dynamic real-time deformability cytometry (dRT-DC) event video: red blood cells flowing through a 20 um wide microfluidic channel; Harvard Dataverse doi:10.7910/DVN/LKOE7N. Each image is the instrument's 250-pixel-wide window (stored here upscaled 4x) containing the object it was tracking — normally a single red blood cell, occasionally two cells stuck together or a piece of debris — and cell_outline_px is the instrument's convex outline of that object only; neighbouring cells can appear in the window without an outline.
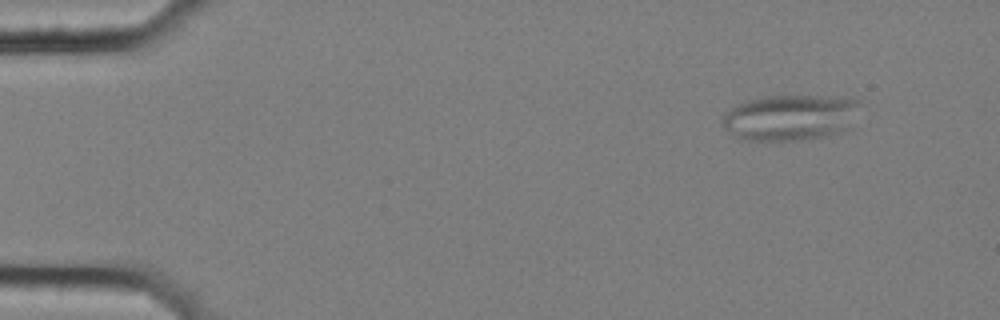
{"species": "common noctule bat (a hibernating species)", "species_latin": "Nyctalus noctula", "temperature_condition": "cold", "stored_images_in_passage": 52, "camera_frame_rate_fps": 3000, "um_per_image_px": 0.085, "animal": {"sex": "female", "body_mass_g": 25.1}, "frame": {"image": 1, "passage_image": 1, "time_ms": 0.0, "image_size_px": [1000, 320], "cell_outline_px": [[860, 100], [848, 128], [824, 136], [800, 140], [740, 140], [724, 128], [720, 120], [736, 104], [748, 100], [768, 96], [820, 96]], "centroid_in_image_um": [67.08, 9.99], "position_along_channel_um": 17.9, "area_um2": 36.13}}
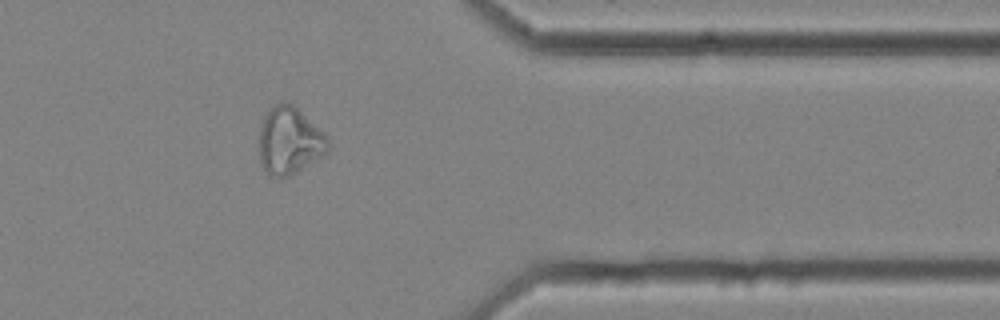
{"frame": {"image": 2, "passage_image": 42, "time_ms": 13.667, "image_size_px": [1000, 320], "cell_outline_px": [[332, 148], [328, 152], [288, 176], [268, 176], [260, 164], [260, 128], [264, 116], [276, 104], [292, 104], [324, 132], [332, 144]], "centroid_in_image_um": [24.63, 11.99], "position_along_channel_um": 386.8, "area_um2": 26.65}}
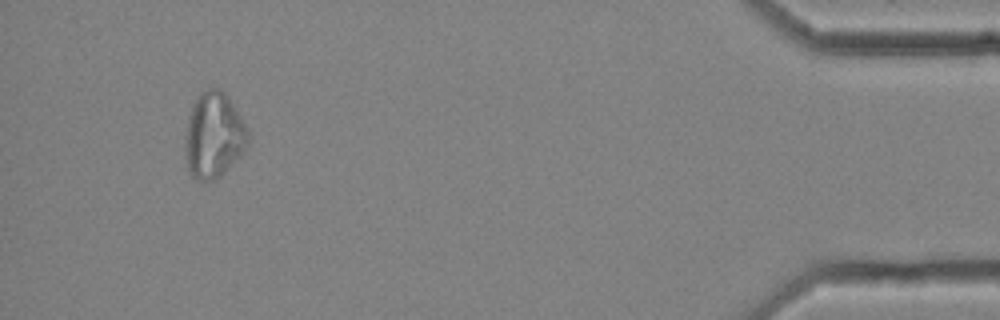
{"frame": {"image": 3, "passage_image": 49, "time_ms": 16.0, "image_size_px": [1000, 320], "cell_outline_px": [[248, 144], [224, 172], [216, 180], [196, 180], [188, 172], [184, 156], [184, 144], [188, 116], [192, 104], [200, 92], [208, 88], [220, 88], [228, 96], [240, 116], [248, 132]], "centroid_in_image_um": [18.11, 11.5], "position_along_channel_um": 417.1, "area_um2": 31.39}, "authors_computed_cell_mechanics": {"area_um2": 26.7903, "velocity_mm_per_s": 3.577, "shape_relaxation_time_tau1_ms": null, "shape_relaxation_time_tau2_ms": 5.0046, "deformation_change_tau1": null, "deformation_change_tau2": 0.1187}}